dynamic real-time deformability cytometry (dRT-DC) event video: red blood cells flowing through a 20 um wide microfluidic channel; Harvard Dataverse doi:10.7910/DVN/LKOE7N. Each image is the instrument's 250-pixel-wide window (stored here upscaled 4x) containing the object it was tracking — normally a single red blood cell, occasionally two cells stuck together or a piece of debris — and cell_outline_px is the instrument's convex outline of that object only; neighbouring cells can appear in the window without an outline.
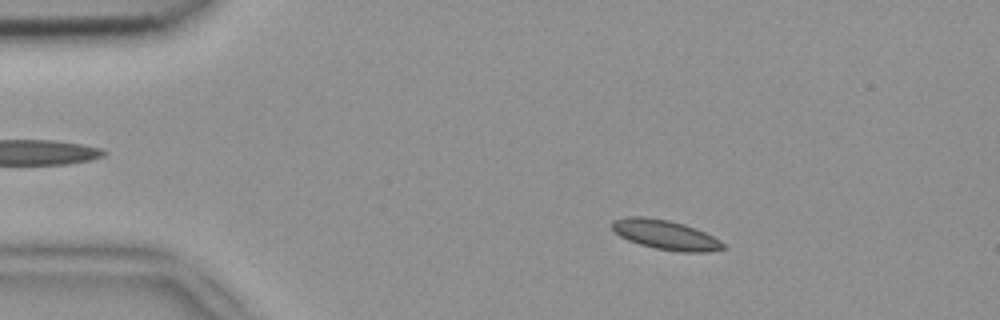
{"species": "common noctule bat (a hibernating species)", "species_latin": "Nyctalus noctula", "temperature_condition": "room temperature", "stored_images_in_passage": 52, "camera_frame_rate_fps": 3000, "um_per_image_px": 0.085, "animal": {"sex": "female", "body_mass_g": 18.4}, "frame": {"image": 1, "passage_image": 9, "time_ms": 2.667, "image_size_px": [1000, 320], "cell_outline_px": [[728, 248], [708, 252], [680, 252], [656, 248], [640, 244], [628, 240], [620, 236], [612, 228], [612, 220], [624, 216], [644, 216], [668, 220], [684, 224], [696, 228], [720, 240]], "centroid_in_image_um": [56.57, 19.95], "position_along_channel_um": 28.4, "area_um2": 19.19}}
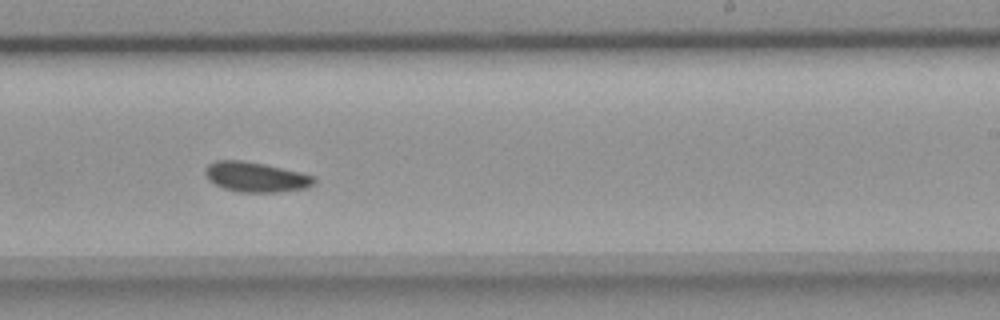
{"frame": {"image": 2, "passage_image": 32, "time_ms": 10.333, "image_size_px": [1000, 320], "cell_outline_px": [[316, 180], [308, 188], [276, 192], [240, 192], [224, 188], [208, 180], [204, 172], [204, 168], [208, 164], [216, 160], [244, 160], [264, 164], [300, 172], [316, 176]], "centroid_in_image_um": [21.73, 15.04], "position_along_channel_um": 267.3, "area_um2": 19.07}}
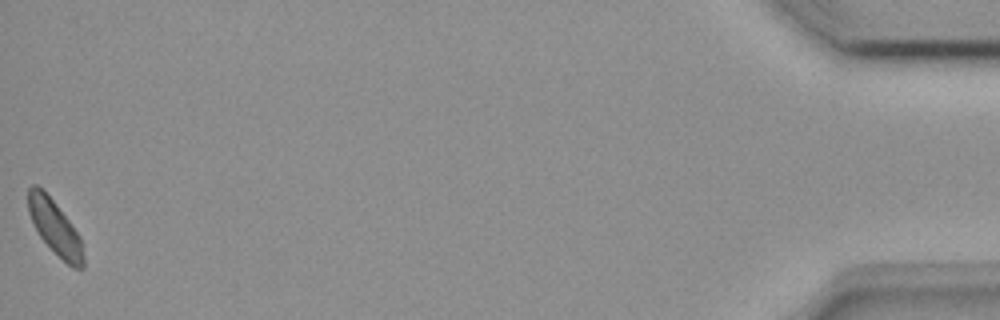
{"frame": {"image": 3, "passage_image": 52, "time_ms": 17.0, "image_size_px": [1000, 320], "cell_outline_px": [[84, 268], [72, 268], [40, 236], [28, 212], [28, 188], [32, 184], [36, 184], [44, 188], [80, 236], [84, 256]], "centroid_in_image_um": [4.67, 19.28], "position_along_channel_um": 430.5, "area_um2": 17.22}, "authors_computed_cell_mechanics": {"area_um2": 18.4093, "velocity_mm_per_s": 3.8871, "shape_relaxation_time_tau1_ms": 11.1926, "shape_relaxation_time_tau2_ms": 4.6482, "deformation_change_tau1": 0.0998, "deformation_change_tau2": 0.0843}}